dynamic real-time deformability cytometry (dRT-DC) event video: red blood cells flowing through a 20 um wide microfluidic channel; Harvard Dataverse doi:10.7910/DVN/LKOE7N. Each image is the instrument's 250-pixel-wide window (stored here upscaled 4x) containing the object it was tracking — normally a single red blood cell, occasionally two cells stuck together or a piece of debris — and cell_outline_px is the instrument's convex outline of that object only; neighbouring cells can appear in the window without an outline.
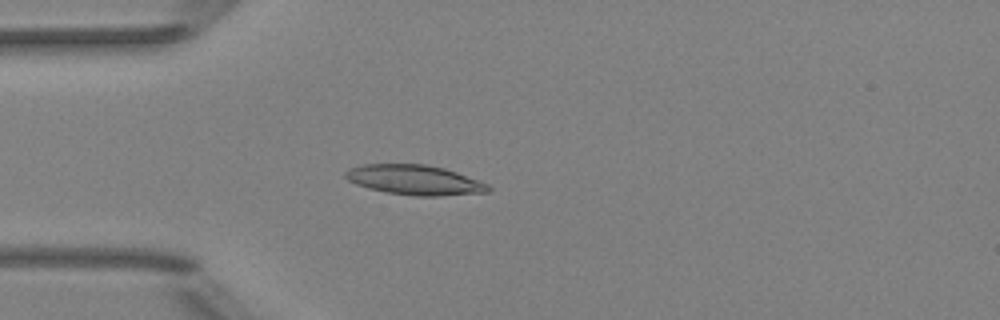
{"species": "Egyptian fruit bat (a non-hibernating species)", "species_latin": "Rousettus aegyptiacus", "temperature_condition": "room temperature", "stored_images_in_passage": 4, "camera_frame_rate_fps": 3000, "um_per_image_px": 0.085, "animal": {"sex": "female"}, "frame": {"image": 1, "passage_image": 3, "time_ms": 2.333, "image_size_px": [1000, 320], "cell_outline_px": [[492, 188], [488, 192], [440, 196], [416, 196], [388, 192], [368, 188], [356, 184], [348, 180], [344, 176], [344, 172], [348, 168], [364, 164], [424, 164], [444, 168], [456, 172], [488, 184]], "centroid_in_image_um": [35.22, 15.29], "position_along_channel_um": 49.8, "area_um2": 24.8}}